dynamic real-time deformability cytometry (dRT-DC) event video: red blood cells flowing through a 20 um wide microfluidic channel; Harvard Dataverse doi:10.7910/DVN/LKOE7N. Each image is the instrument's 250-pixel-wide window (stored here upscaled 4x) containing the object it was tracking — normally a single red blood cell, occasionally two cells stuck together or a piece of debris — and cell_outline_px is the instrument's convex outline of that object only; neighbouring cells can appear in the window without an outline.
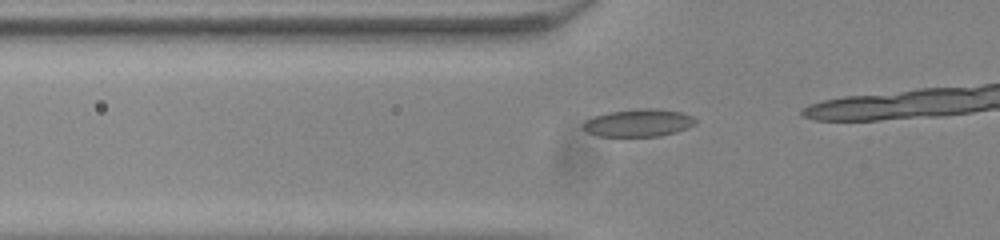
{"species": "common noctule bat (a hibernating species)", "species_latin": "Nyctalus noctula", "temperature_condition": "room temperature", "stored_images_in_passage": 19, "camera_frame_rate_fps": 3000, "um_per_image_px": 0.085, "animal": {"sex": "male", "body_mass_g": 20.0, "forearm_length_mm": 53.3}, "frame": {"image": 1, "passage_image": 14, "time_ms": 4.333, "image_size_px": [1000, 240], "cell_outline_px": [[696, 124], [688, 128], [676, 132], [660, 136], [600, 136], [588, 132], [580, 128], [580, 124], [584, 120], [592, 116], [608, 112], [640, 108], [656, 108], [680, 112], [692, 116], [696, 120]], "centroid_in_image_um": [54.23, 10.44], "position_along_channel_um": 71.6, "area_um2": 18.32}}